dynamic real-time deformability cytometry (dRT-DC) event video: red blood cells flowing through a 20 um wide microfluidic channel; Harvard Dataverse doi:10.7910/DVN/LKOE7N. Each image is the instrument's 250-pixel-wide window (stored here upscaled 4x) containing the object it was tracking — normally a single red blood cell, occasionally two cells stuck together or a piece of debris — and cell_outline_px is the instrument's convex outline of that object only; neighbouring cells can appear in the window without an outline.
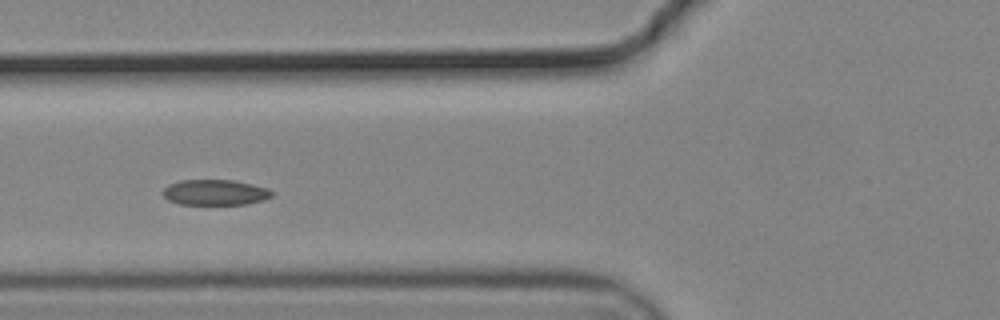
{"species": "common noctule bat (a hibernating species)", "species_latin": "Nyctalus noctula", "temperature_condition": "cold", "stored_images_in_passage": 12, "camera_frame_rate_fps": 3000, "um_per_image_px": 0.085, "animal": {"sex": "male", "body_mass_g": 19.2, "forearm_length_mm": 51.8}, "frame": {"image": 1, "passage_image": 6, "time_ms": 1.667, "image_size_px": [1000, 320], "cell_outline_px": [[272, 196], [248, 204], [180, 204], [168, 200], [160, 192], [168, 184], [180, 180], [232, 180], [252, 184], [268, 188], [272, 192]], "centroid_in_image_um": [18.23, 16.35], "position_along_channel_um": 107.6, "area_um2": 16.18}}
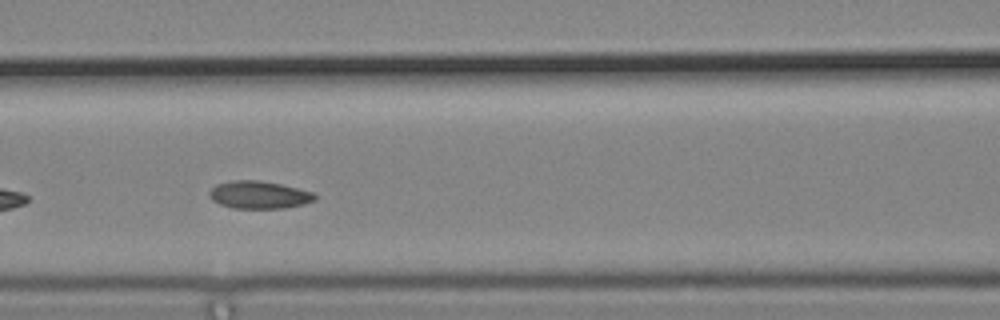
{"frame": {"image": 2, "passage_image": 9, "time_ms": 2.667, "image_size_px": [1000, 320], "cell_outline_px": [[316, 200], [304, 204], [284, 208], [232, 208], [220, 204], [212, 200], [208, 196], [208, 192], [216, 184], [232, 180], [256, 180], [280, 184], [312, 192], [316, 196]], "centroid_in_image_um": [21.98, 16.56], "position_along_channel_um": 144.6, "area_um2": 16.94}}